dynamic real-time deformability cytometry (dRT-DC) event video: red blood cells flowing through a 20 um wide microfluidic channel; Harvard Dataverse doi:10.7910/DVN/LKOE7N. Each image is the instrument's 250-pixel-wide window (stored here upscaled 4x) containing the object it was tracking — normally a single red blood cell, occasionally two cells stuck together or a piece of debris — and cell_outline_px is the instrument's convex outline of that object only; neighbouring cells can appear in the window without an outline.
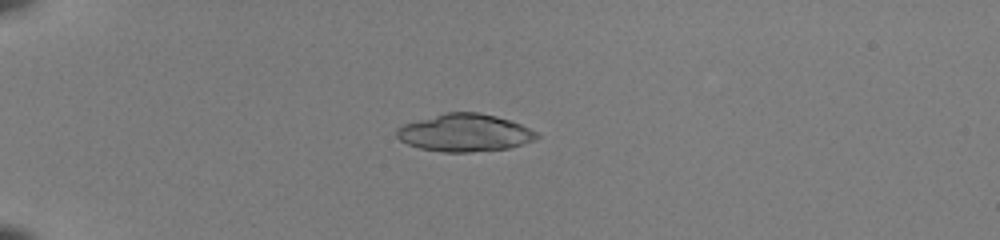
{"species": "common noctule bat (a hibernating species)", "species_latin": "Nyctalus noctula", "temperature_condition": "room temperature", "stored_images_in_passage": 41, "camera_frame_rate_fps": 3000, "um_per_image_px": 0.085, "animal": {"sex": "female", "body_mass_g": 22.0, "forearm_length_mm": 56.7}, "frame": {"image": 1, "passage_image": 5, "time_ms": 1.333, "image_size_px": [1000, 240], "cell_outline_px": [[540, 136], [536, 140], [508, 148], [468, 152], [444, 152], [420, 148], [408, 144], [400, 140], [396, 136], [396, 128], [404, 124], [444, 112], [480, 112], [496, 116], [520, 124], [536, 132]], "centroid_in_image_um": [39.49, 11.28], "position_along_channel_um": 45.5, "area_um2": 30.52}}